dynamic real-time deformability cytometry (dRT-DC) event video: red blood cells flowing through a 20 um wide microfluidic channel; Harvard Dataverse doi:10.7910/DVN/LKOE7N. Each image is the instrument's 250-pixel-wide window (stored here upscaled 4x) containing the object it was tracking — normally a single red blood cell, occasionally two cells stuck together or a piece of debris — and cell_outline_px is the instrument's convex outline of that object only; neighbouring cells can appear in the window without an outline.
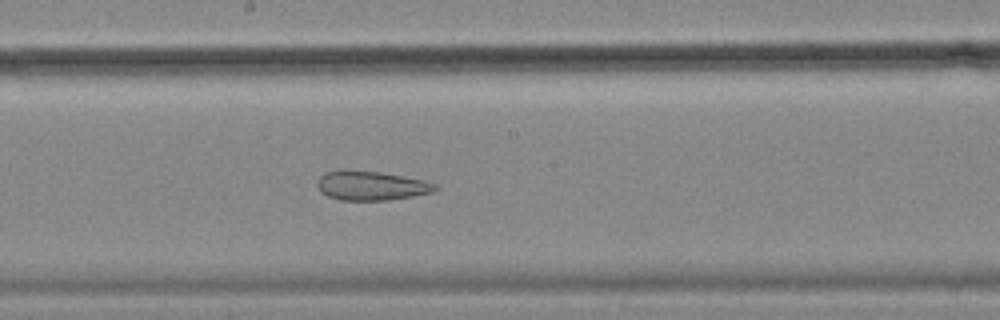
{"species": "common noctule bat (a hibernating species)", "species_latin": "Nyctalus noctula", "temperature_condition": "cold", "stored_images_in_passage": 55, "camera_frame_rate_fps": 3000, "um_per_image_px": 0.085, "animal": {"sex": "female", "body_mass_g": 18.4}, "frame": {"image": 1, "passage_image": 29, "time_ms": 9.333, "image_size_px": [1000, 320], "cell_outline_px": [[440, 188], [432, 192], [412, 196], [388, 200], [340, 200], [328, 196], [320, 192], [316, 184], [320, 176], [324, 172], [344, 168], [380, 172], [424, 180], [436, 184]], "centroid_in_image_um": [31.51, 15.76], "position_along_channel_um": 216.7, "area_um2": 20.4}}
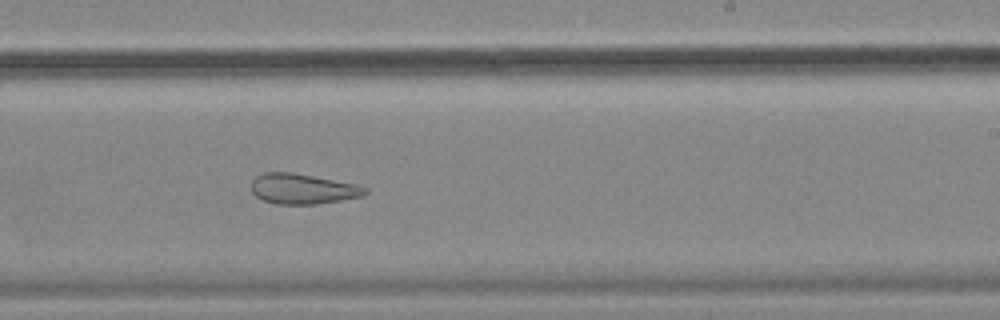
{"frame": {"image": 2, "passage_image": 33, "time_ms": 10.667, "image_size_px": [1000, 320], "cell_outline_px": [[368, 192], [364, 196], [316, 204], [276, 204], [264, 200], [256, 196], [252, 192], [252, 180], [256, 176], [264, 172], [292, 172], [356, 184], [368, 188]], "centroid_in_image_um": [25.74, 16.05], "position_along_channel_um": 263.3, "area_um2": 20.06}}
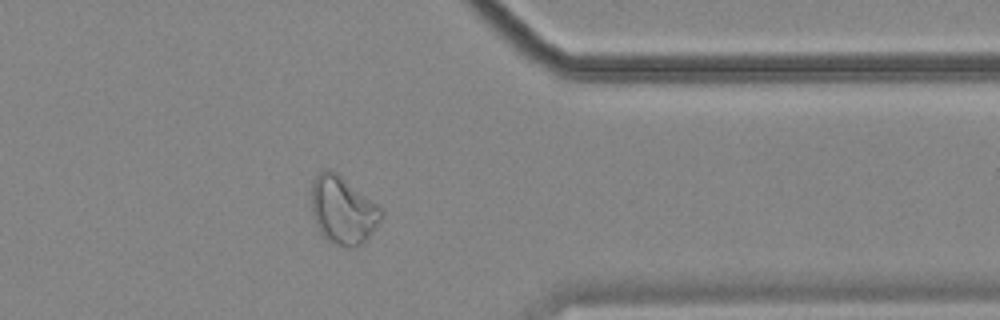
{"frame": {"image": 3, "passage_image": 44, "time_ms": 14.333, "image_size_px": [1000, 320], "cell_outline_px": [[384, 212], [376, 228], [364, 244], [340, 244], [328, 240], [320, 232], [312, 216], [312, 180], [324, 168], [328, 168], [336, 172], [384, 208]], "centroid_in_image_um": [29.17, 17.81], "position_along_channel_um": 382.2, "area_um2": 27.4}, "authors_computed_cell_mechanics": {"area_um2": 28.5532, "velocity_mm_per_s": 3.5183, "shape_relaxation_time_tau1_ms": null, "shape_relaxation_time_tau2_ms": 2.6135, "deformation_change_tau1": null, "deformation_change_tau2": 0.1074}}